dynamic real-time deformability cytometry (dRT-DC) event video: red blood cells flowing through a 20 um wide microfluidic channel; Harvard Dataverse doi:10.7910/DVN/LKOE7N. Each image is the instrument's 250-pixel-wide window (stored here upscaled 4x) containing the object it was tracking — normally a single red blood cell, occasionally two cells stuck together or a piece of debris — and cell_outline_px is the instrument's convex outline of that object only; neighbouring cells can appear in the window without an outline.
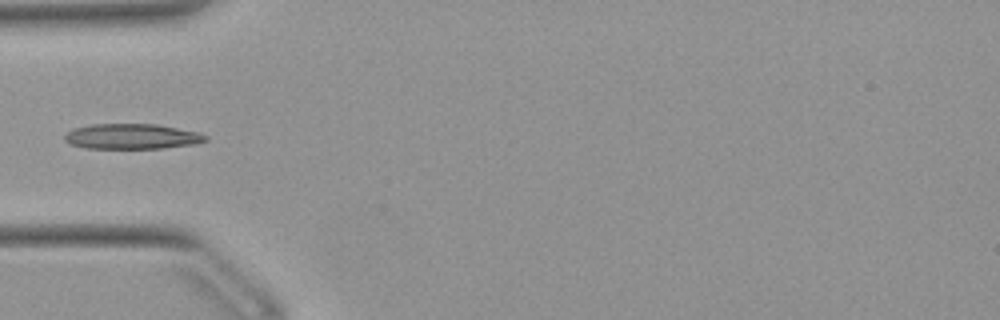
{"species": "Egyptian fruit bat (a non-hibernating species)", "species_latin": "Rousettus aegyptiacus", "temperature_condition": "warm", "stored_images_in_passage": 36, "camera_frame_rate_fps": 3000, "um_per_image_px": 0.085, "animal": {"sex": "female"}, "frame": {"image": 1, "passage_image": 1, "time_ms": 0.0, "image_size_px": [1000, 320], "cell_outline_px": [[208, 140], [196, 144], [164, 148], [88, 148], [68, 144], [64, 140], [64, 136], [72, 128], [92, 124], [156, 124], [200, 132], [208, 136]], "centroid_in_image_um": [11.23, 11.59], "position_along_channel_um": 73.8, "area_um2": 20.92}}
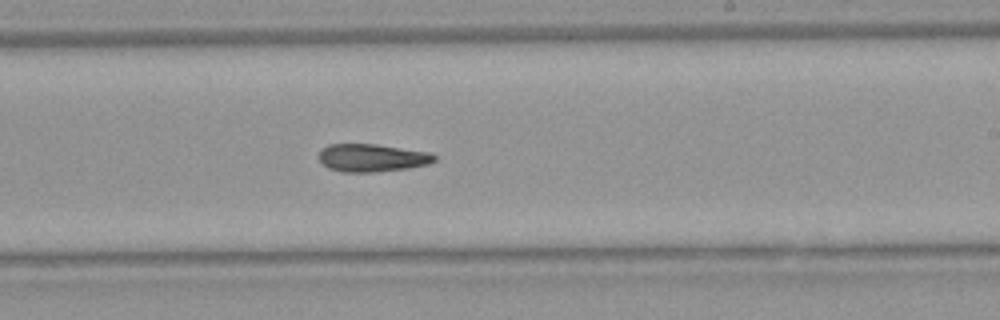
{"frame": {"image": 2, "passage_image": 15, "time_ms": 4.667, "image_size_px": [1000, 320], "cell_outline_px": [[436, 160], [428, 164], [408, 168], [376, 172], [344, 172], [328, 168], [320, 160], [320, 148], [328, 144], [376, 144], [428, 152], [436, 156]], "centroid_in_image_um": [31.61, 13.41], "position_along_channel_um": 257.4, "area_um2": 18.67}}
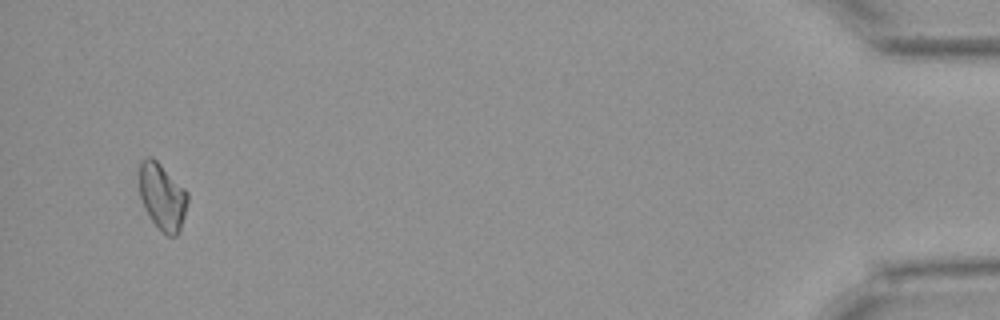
{"frame": {"image": 3, "passage_image": 34, "time_ms": 11.0, "image_size_px": [1000, 320], "cell_outline_px": [[188, 200], [180, 232], [176, 236], [168, 236], [152, 220], [144, 208], [140, 196], [140, 160], [148, 156], [152, 156], [188, 192]], "centroid_in_image_um": [13.8, 16.71], "position_along_channel_um": 421.4, "area_um2": 18.55}}